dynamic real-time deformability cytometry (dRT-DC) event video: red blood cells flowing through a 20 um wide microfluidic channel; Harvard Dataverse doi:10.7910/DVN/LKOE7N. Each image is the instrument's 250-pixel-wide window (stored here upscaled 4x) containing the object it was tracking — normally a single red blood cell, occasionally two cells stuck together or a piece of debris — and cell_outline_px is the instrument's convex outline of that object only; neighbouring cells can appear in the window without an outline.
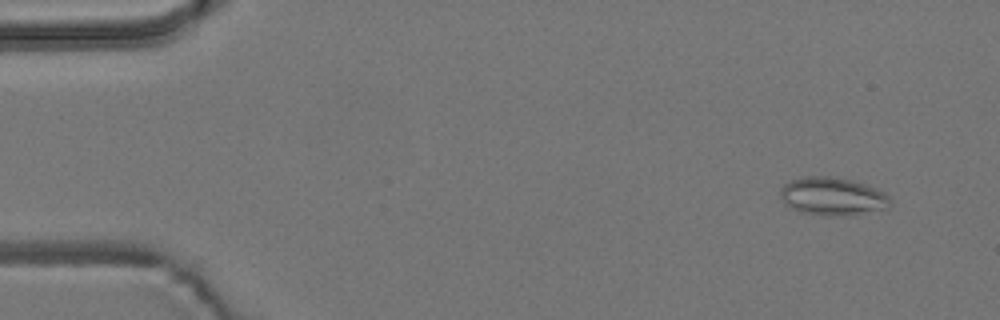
{"species": "common noctule bat (a hibernating species)", "species_latin": "Nyctalus noctula", "temperature_condition": "room temperature", "stored_images_in_passage": 5, "camera_frame_rate_fps": 3000, "um_per_image_px": 0.085, "animal": {"sex": "male", "body_mass_g": 19.2, "forearm_length_mm": 51.8}, "frame": {"image": 1, "passage_image": 2, "time_ms": 1.0, "image_size_px": [1000, 320], "cell_outline_px": [[892, 204], [888, 208], [852, 216], [820, 216], [800, 212], [784, 204], [780, 196], [780, 188], [784, 184], [792, 180], [804, 176], [828, 176], [852, 180], [876, 188], [884, 192], [892, 200]], "centroid_in_image_um": [70.78, 16.71], "position_along_channel_um": 14.2, "area_um2": 24.85}}